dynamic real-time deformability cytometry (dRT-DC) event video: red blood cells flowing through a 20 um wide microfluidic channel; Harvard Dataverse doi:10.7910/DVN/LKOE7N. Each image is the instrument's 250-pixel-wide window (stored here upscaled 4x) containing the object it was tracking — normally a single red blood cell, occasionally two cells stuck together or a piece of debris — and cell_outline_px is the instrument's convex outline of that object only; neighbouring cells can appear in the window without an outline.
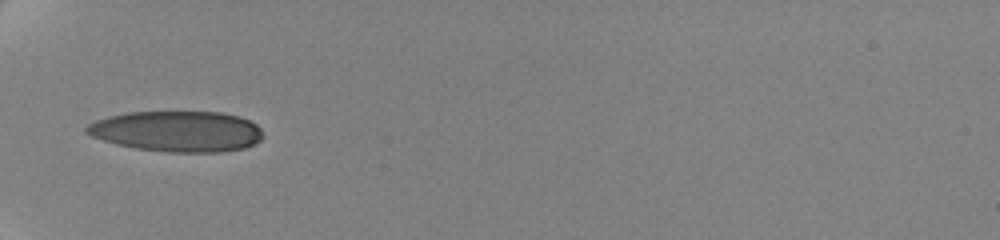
{"species": "human", "species_latin": "Homo sapiens", "temperature_condition": "cold", "stored_images_in_passage": 46, "camera_frame_rate_fps": 3000, "um_per_image_px": 0.085, "donor": {"sex": "female"}, "frame": {"image": 1, "passage_image": 1, "time_ms": 0.0, "image_size_px": [1000, 240], "cell_outline_px": [[264, 136], [260, 140], [244, 148], [220, 152], [168, 152], [136, 148], [116, 144], [92, 136], [84, 132], [84, 128], [88, 124], [96, 120], [108, 116], [128, 112], [220, 112], [240, 116], [256, 124], [260, 128]], "centroid_in_image_um": [15.05, 11.16], "position_along_channel_um": 69.9, "area_um2": 41.91}}
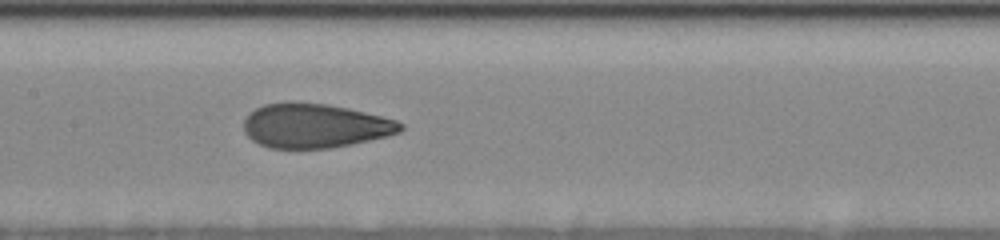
{"frame": {"image": 2, "passage_image": 13, "time_ms": 3.333, "image_size_px": [1000, 240], "cell_outline_px": [[404, 128], [400, 132], [388, 136], [352, 144], [328, 148], [268, 148], [252, 140], [244, 132], [244, 120], [256, 108], [264, 104], [284, 100], [292, 100], [328, 104], [348, 108], [396, 120], [404, 124]], "centroid_in_image_um": [26.75, 10.67], "position_along_channel_um": 180.6, "area_um2": 40.81}}
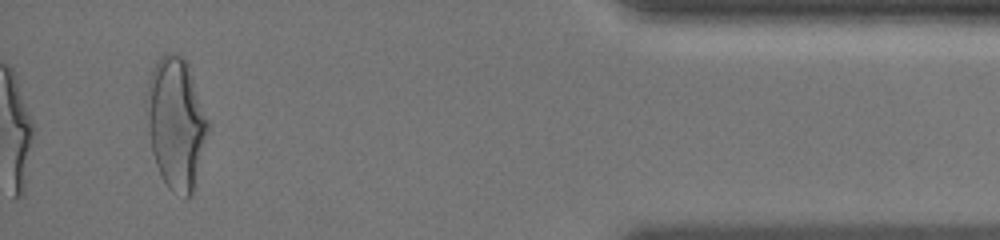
{"frame": {"image": 3, "passage_image": 46, "time_ms": 11.333, "image_size_px": [1000, 240], "cell_outline_px": [[208, 132], [192, 196], [184, 200], [172, 192], [168, 188], [160, 176], [152, 152], [144, 104], [144, 100], [148, 80], [156, 60], [164, 52], [172, 52], [184, 56], [188, 64], [208, 120]], "centroid_in_image_um": [14.93, 10.47], "position_along_channel_um": 420.3, "area_um2": 47.69}, "authors_computed_cell_mechanics": {"area_um2": 41.2981, "velocity_mm_per_s": 3.5316, "shape_relaxation_time_tau1_ms": 5.0678, "shape_relaxation_time_tau2_ms": 0.8411, "deformation_change_tau1": 0.1769, "deformation_change_tau2": 0.068}}